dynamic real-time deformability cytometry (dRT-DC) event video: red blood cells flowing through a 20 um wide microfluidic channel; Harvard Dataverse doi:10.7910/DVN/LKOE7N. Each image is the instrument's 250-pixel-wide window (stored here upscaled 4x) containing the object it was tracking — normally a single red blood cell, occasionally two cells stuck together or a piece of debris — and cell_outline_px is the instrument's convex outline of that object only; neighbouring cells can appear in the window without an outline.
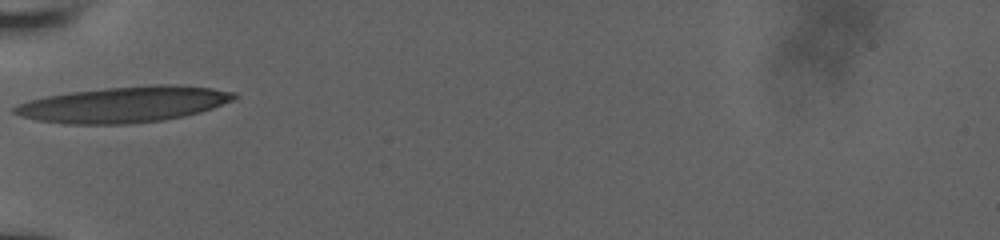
{"species": "human", "species_latin": "Homo sapiens", "temperature_condition": "room temperature", "stored_images_in_passage": 36, "camera_frame_rate_fps": 3000, "um_per_image_px": 0.085, "donor": {"sex": "male"}, "frame": {"image": 1, "passage_image": 1, "time_ms": 0.0, "image_size_px": [1000, 240], "cell_outline_px": [[236, 96], [232, 100], [212, 108], [200, 112], [184, 116], [160, 120], [124, 124], [64, 124], [36, 120], [20, 116], [12, 112], [12, 108], [28, 100], [44, 96], [72, 92], [104, 88], [152, 84], [176, 84], [212, 88], [236, 92]], "centroid_in_image_um": [10.51, 8.87], "position_along_channel_um": 74.5, "area_um2": 45.89}}
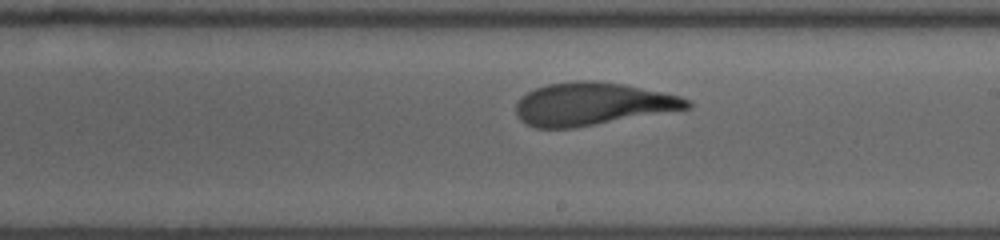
{"frame": {"image": 2, "passage_image": 21, "time_ms": 4.333, "image_size_px": [1000, 240], "cell_outline_px": [[692, 108], [572, 128], [536, 128], [524, 124], [516, 116], [516, 104], [528, 92], [536, 88], [548, 84], [572, 80], [596, 80], [624, 84], [680, 96], [692, 100]], "centroid_in_image_um": [50.36, 8.83], "position_along_channel_um": 238.6, "area_um2": 42.71}}
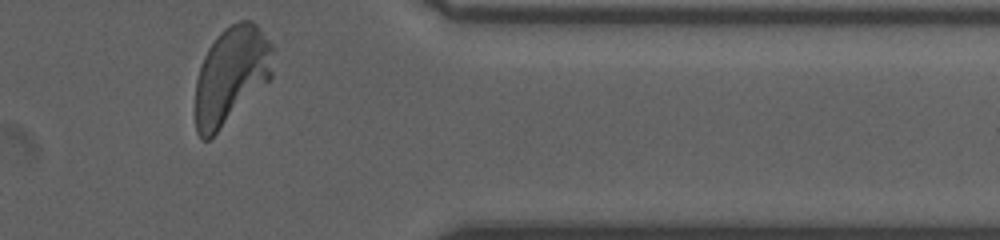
{"frame": {"image": 3, "passage_image": 36, "time_ms": 8.667, "image_size_px": [1000, 240], "cell_outline_px": [[272, 76], [208, 140], [200, 140], [196, 132], [196, 80], [200, 64], [208, 48], [216, 36], [224, 28], [240, 20], [252, 20], [260, 28], [272, 44]], "centroid_in_image_um": [19.62, 6.35], "position_along_channel_um": 391.8, "area_um2": 43.35}, "authors_computed_cell_mechanics": {"area_um2": 43.061, "velocity_mm_per_s": 3.8073, "shape_relaxation_time_tau1_ms": 4.5788, "shape_relaxation_time_tau2_ms": 1.2013, "deformation_change_tau1": 0.2024, "deformation_change_tau2": 0.095}}